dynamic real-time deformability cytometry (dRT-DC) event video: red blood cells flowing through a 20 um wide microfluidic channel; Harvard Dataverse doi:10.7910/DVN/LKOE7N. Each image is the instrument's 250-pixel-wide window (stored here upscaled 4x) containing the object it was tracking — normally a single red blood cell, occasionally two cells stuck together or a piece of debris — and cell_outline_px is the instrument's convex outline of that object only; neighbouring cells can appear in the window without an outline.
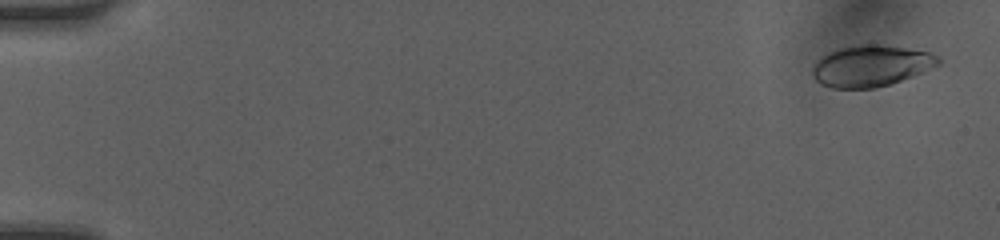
{"species": "human", "species_latin": "Homo sapiens", "temperature_condition": "room temperature", "stored_images_in_passage": 48, "camera_frame_rate_fps": 3000, "um_per_image_px": 0.085, "donor": {"sex": "female"}, "frame": {"image": 1, "passage_image": 1, "time_ms": 0.0, "image_size_px": [1000, 240], "cell_outline_px": [[940, 64], [912, 76], [888, 84], [872, 88], [832, 88], [820, 84], [812, 76], [812, 68], [816, 60], [820, 56], [828, 52], [840, 48], [868, 44], [872, 44], [904, 48], [928, 52], [940, 56]], "centroid_in_image_um": [73.99, 5.6], "position_along_channel_um": 11.0, "area_um2": 29.94}}
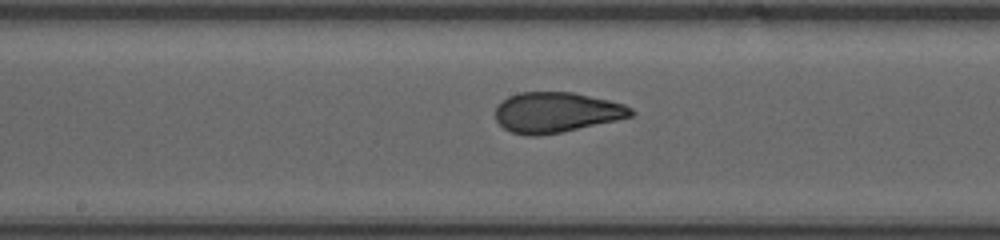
{"frame": {"image": 2, "passage_image": 26, "time_ms": 8.333, "image_size_px": [1000, 240], "cell_outline_px": [[636, 112], [632, 116], [616, 120], [560, 132], [536, 136], [528, 136], [512, 132], [504, 128], [496, 120], [496, 108], [508, 96], [520, 92], [572, 92], [608, 100], [624, 104], [632, 108]], "centroid_in_image_um": [47.29, 9.55], "position_along_channel_um": 200.9, "area_um2": 31.56}}
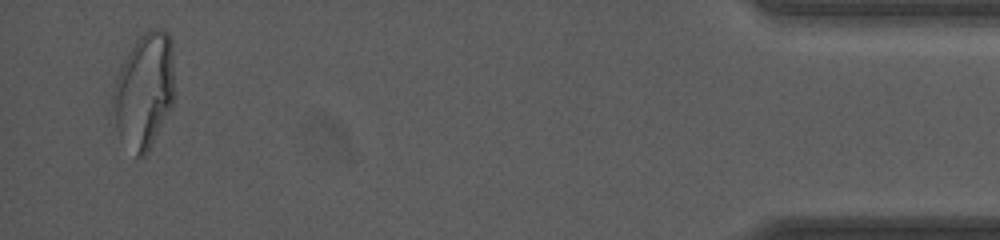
{"frame": {"image": 3, "passage_image": 47, "time_ms": 15.333, "image_size_px": [1000, 240], "cell_outline_px": [[172, 104], [148, 152], [144, 156], [136, 156], [120, 140], [116, 128], [112, 104], [112, 92], [120, 68], [128, 52], [136, 40], [148, 28], [164, 28], [172, 36]], "centroid_in_image_um": [12.23, 7.69], "position_along_channel_um": 423.0, "area_um2": 41.21}, "authors_computed_cell_mechanics": {"area_um2": 31.8478, "velocity_mm_per_s": 4.2062, "shape_relaxation_time_tau1_ms": 8.6139, "shape_relaxation_time_tau2_ms": null, "deformation_change_tau1": 0.2523, "deformation_change_tau2": null}}